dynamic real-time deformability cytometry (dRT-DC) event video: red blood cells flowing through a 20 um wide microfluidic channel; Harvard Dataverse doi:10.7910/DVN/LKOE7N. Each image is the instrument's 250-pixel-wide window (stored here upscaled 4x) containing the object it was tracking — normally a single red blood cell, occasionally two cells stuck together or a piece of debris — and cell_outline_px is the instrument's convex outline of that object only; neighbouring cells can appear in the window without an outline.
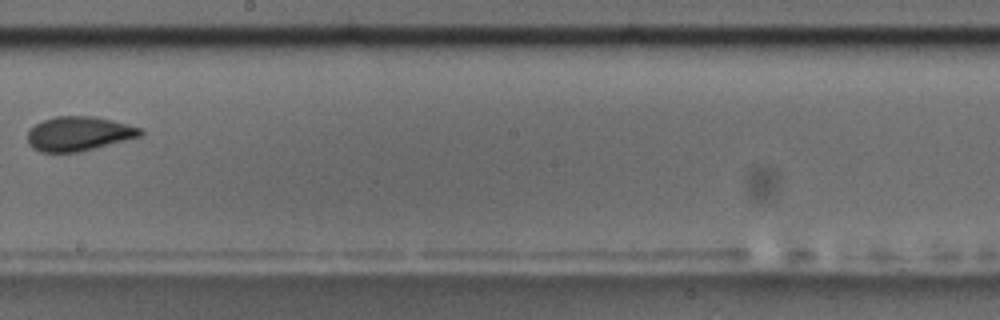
{"species": "common noctule bat (a hibernating species)", "species_latin": "Nyctalus noctula", "temperature_condition": "room temperature", "stored_images_in_passage": 12, "camera_frame_rate_fps": 3000, "um_per_image_px": 0.085, "animal": {"sex": "male", "body_mass_g": 17.5, "forearm_length_mm": 52.3}, "frame": {"image": 1, "passage_image": 6, "time_ms": 6.0, "image_size_px": [1000, 320], "cell_outline_px": [[144, 136], [76, 152], [40, 152], [32, 148], [28, 144], [28, 132], [36, 124], [44, 120], [56, 116], [92, 116], [112, 120], [144, 128]], "centroid_in_image_um": [6.74, 11.36], "position_along_channel_um": 241.5, "area_um2": 22.6}}
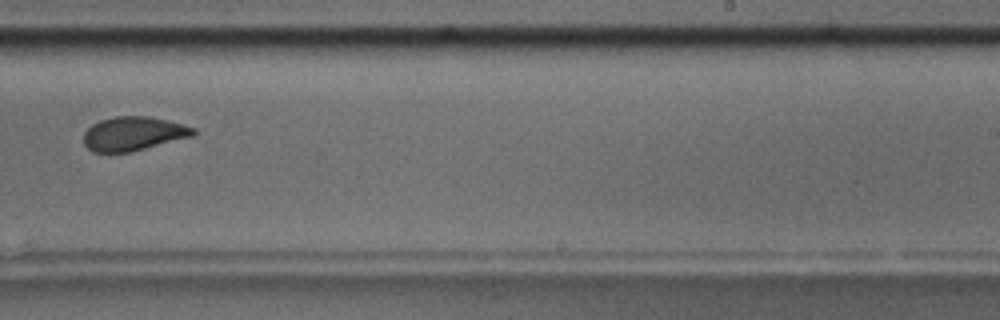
{"frame": {"image": 2, "passage_image": 7, "time_ms": 7.0, "image_size_px": [1000, 320], "cell_outline_px": [[196, 132], [192, 136], [132, 152], [92, 152], [84, 144], [84, 132], [92, 124], [100, 120], [116, 116], [148, 116], [168, 120], [184, 124], [196, 128]], "centroid_in_image_um": [11.34, 11.36], "position_along_channel_um": 277.7, "area_um2": 21.79}, "authors_computed_cell_mechanics": {"area_um2": 22.1374, "velocity_mm_per_s": 3.6227, "shape_relaxation_time_tau1_ms": 6.4602, "shape_relaxation_time_tau2_ms": 1.6471, "deformation_change_tau1": 0.1849, "deformation_change_tau2": 0.0554}}